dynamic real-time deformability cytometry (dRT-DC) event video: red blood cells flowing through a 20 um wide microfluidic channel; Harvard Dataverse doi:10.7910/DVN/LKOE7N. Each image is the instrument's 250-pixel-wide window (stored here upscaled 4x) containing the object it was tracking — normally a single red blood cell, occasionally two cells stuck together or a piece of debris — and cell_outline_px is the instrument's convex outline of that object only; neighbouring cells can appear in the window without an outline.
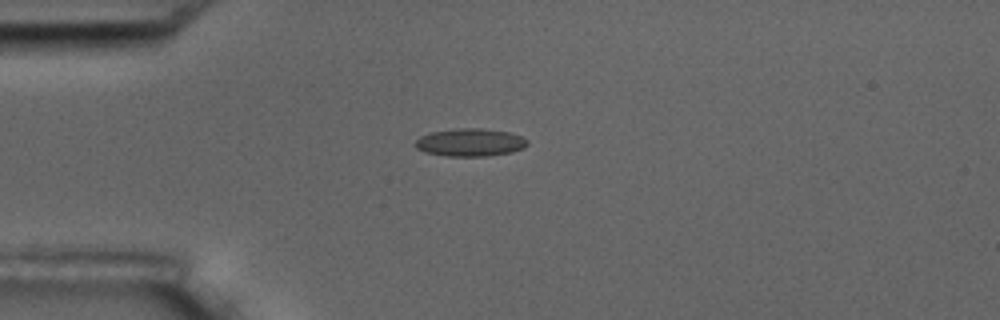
{"species": "common noctule bat (a hibernating species)", "species_latin": "Nyctalus noctula", "temperature_condition": "room temperature", "stored_images_in_passage": 6, "camera_frame_rate_fps": 3000, "um_per_image_px": 0.085, "animal": {"sex": "male", "body_mass_g": 17.5, "forearm_length_mm": 52.3}, "frame": {"image": 1, "passage_image": 6, "time_ms": 7.333, "image_size_px": [1000, 320], "cell_outline_px": [[528, 144], [524, 148], [512, 152], [488, 156], [448, 156], [428, 152], [416, 148], [416, 140], [420, 136], [432, 132], [460, 128], [480, 128], [508, 132], [520, 136], [528, 140]], "centroid_in_image_um": [40.0, 12.1], "position_along_channel_um": 45.0, "area_um2": 17.98}}